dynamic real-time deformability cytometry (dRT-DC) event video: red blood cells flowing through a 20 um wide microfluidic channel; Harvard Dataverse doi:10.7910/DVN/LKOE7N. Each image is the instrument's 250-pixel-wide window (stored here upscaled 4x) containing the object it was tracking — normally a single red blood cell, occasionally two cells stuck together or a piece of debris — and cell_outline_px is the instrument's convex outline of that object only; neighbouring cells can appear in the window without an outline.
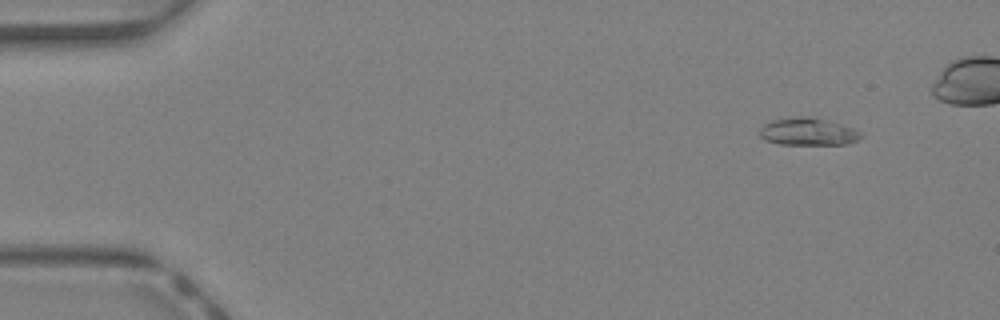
{"species": "Egyptian fruit bat (a non-hibernating species)", "species_latin": "Rousettus aegyptiacus", "temperature_condition": "warm", "stored_images_in_passage": 36, "camera_frame_rate_fps": 3000, "um_per_image_px": 0.085, "animal": {"sex": "female"}, "frame": {"image": 1, "passage_image": 1, "time_ms": 0.0, "image_size_px": [1000, 320], "cell_outline_px": [[864, 136], [856, 140], [844, 144], [780, 144], [764, 140], [760, 136], [760, 128], [764, 124], [772, 120], [800, 116], [808, 116], [828, 120], [852, 128], [860, 132]], "centroid_in_image_um": [68.66, 11.19], "position_along_channel_um": 16.3, "area_um2": 16.07}}
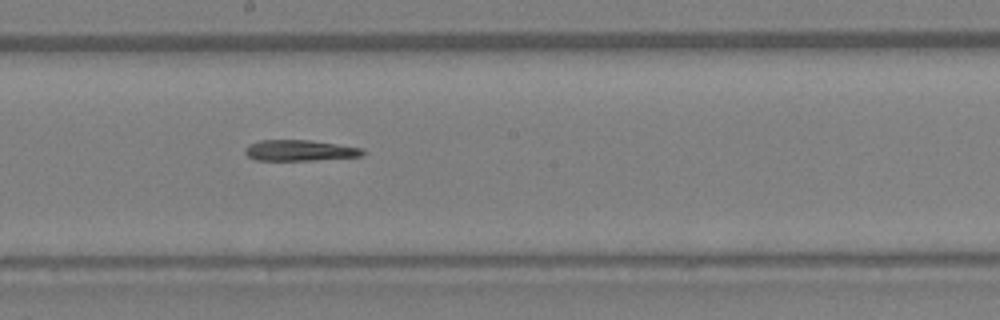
{"frame": {"image": 2, "passage_image": 21, "time_ms": 6.667, "image_size_px": [1000, 320], "cell_outline_px": [[364, 156], [312, 160], [256, 160], [248, 156], [244, 152], [244, 148], [260, 140], [308, 140], [364, 148]], "centroid_in_image_um": [25.5, 12.79], "position_along_channel_um": 222.7, "area_um2": 14.22}}
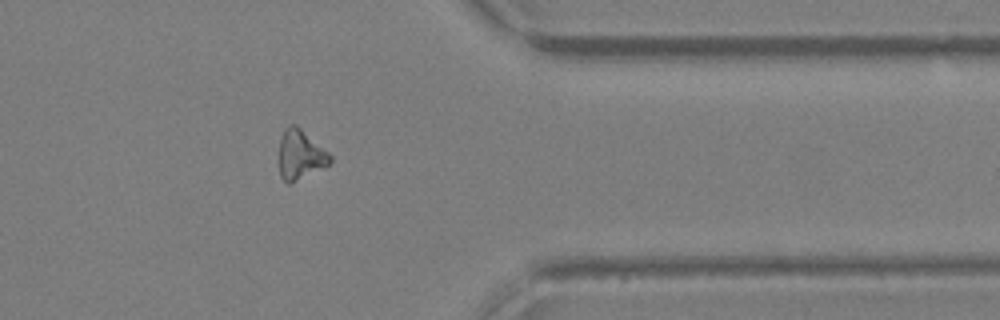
{"frame": {"image": 3, "passage_image": 32, "time_ms": 10.333, "image_size_px": [1000, 320], "cell_outline_px": [[332, 160], [324, 168], [292, 184], [288, 184], [280, 176], [280, 136], [284, 128], [288, 124], [296, 124], [328, 152], [332, 156]], "centroid_in_image_um": [25.53, 13.16], "position_along_channel_um": 385.9, "area_um2": 14.91}}